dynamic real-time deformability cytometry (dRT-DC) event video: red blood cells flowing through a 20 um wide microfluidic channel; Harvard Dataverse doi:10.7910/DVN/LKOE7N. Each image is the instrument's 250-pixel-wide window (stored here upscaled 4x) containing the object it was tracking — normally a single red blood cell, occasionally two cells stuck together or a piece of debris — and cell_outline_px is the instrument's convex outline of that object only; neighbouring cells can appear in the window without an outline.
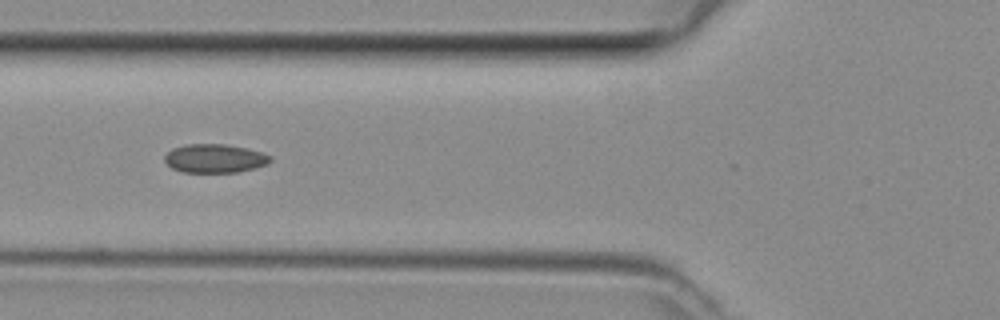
{"species": "common noctule bat (a hibernating species)", "species_latin": "Nyctalus noctula", "temperature_condition": "room temperature", "stored_images_in_passage": 5, "camera_frame_rate_fps": 3000, "um_per_image_px": 0.085, "animal": {"sex": "female", "body_mass_g": 29.2, "forearm_length_mm": 56.3}, "frame": {"image": 1, "passage_image": 4, "time_ms": 1.0, "image_size_px": [1000, 320], "cell_outline_px": [[272, 160], [268, 164], [236, 172], [184, 172], [172, 168], [164, 160], [164, 156], [172, 148], [188, 144], [224, 144], [248, 148], [272, 156]], "centroid_in_image_um": [18.26, 13.46], "position_along_channel_um": 107.5, "area_um2": 17.57}}
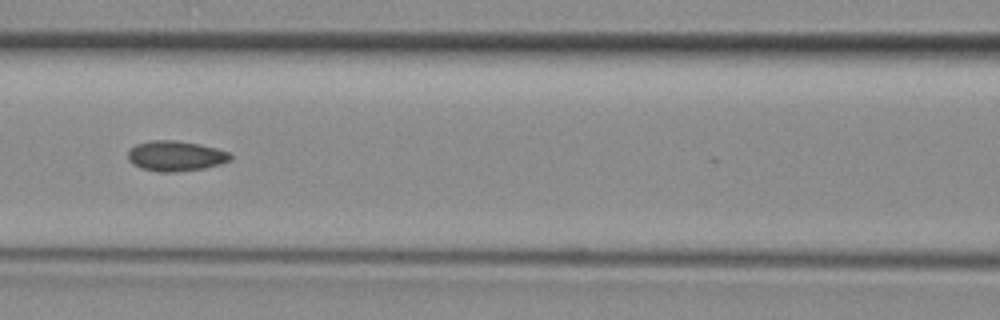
{"frame": {"image": 2, "passage_image": 5, "time_ms": 1.333, "image_size_px": [1000, 320], "cell_outline_px": [[232, 156], [228, 160], [220, 164], [204, 168], [176, 172], [160, 172], [140, 168], [132, 164], [128, 160], [128, 152], [136, 144], [152, 140], [172, 140], [196, 144], [216, 148], [228, 152]], "centroid_in_image_um": [14.89, 13.27], "position_along_channel_um": 151.7, "area_um2": 17.86}}